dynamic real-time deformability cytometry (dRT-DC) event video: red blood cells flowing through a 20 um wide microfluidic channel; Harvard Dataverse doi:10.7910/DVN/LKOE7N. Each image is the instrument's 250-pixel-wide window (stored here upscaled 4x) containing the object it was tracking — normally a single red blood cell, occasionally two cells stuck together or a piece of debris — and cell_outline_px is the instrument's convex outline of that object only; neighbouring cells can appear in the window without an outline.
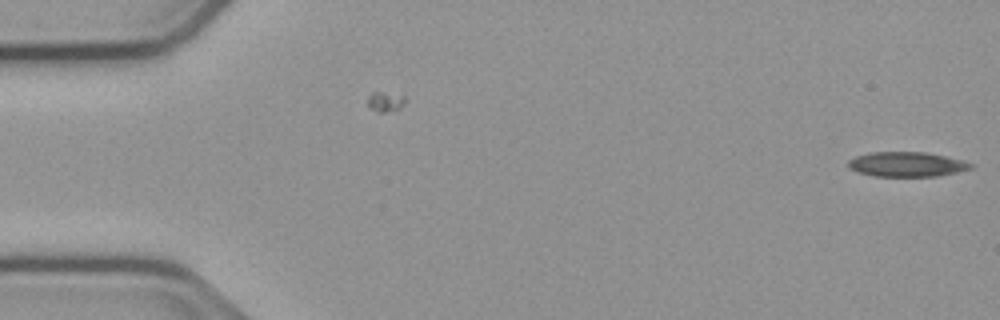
{"species": "common noctule bat (a hibernating species)", "species_latin": "Nyctalus noctula", "temperature_condition": "cold", "stored_images_in_passage": 7, "camera_frame_rate_fps": 3000, "um_per_image_px": 0.085, "animal": {"sex": "male", "body_mass_g": 23.1, "forearm_length_mm": 52.7}, "frame": {"image": 1, "passage_image": 7, "time_ms": 2.0, "image_size_px": [1000, 320], "cell_outline_px": [[976, 164], [972, 168], [956, 172], [936, 176], [872, 176], [856, 172], [848, 168], [848, 160], [856, 156], [868, 152], [924, 152], [944, 156]], "centroid_in_image_um": [77.02, 13.97], "position_along_channel_um": 8.0, "area_um2": 17.69}}